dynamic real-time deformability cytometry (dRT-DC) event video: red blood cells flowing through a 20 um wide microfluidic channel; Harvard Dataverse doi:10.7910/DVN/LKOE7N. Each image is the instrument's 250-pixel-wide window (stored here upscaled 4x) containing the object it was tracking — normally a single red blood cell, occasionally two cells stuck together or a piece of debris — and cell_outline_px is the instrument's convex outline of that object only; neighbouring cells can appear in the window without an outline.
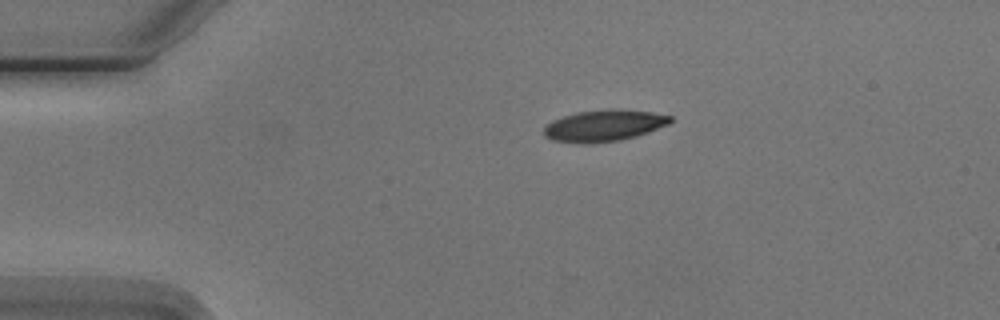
{"species": "Egyptian fruit bat (a non-hibernating species)", "species_latin": "Rousettus aegyptiacus", "temperature_condition": "cold", "stored_images_in_passage": 3, "camera_frame_rate_fps": 3000, "um_per_image_px": 0.085, "animal": {"sex": "male"}, "frame": {"image": 1, "passage_image": 1, "time_ms": 0.0, "image_size_px": [1000, 320], "cell_outline_px": [[672, 120], [668, 124], [648, 132], [636, 136], [620, 140], [552, 140], [544, 136], [544, 124], [552, 120], [576, 112], [652, 112], [672, 116]], "centroid_in_image_um": [51.34, 10.67], "position_along_channel_um": 33.7, "area_um2": 21.21}}
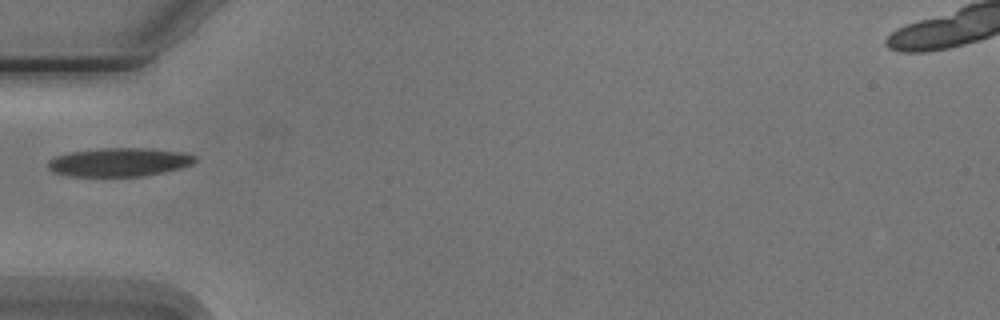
{"frame": {"image": 2, "passage_image": 3, "time_ms": 2.333, "image_size_px": [1000, 320], "cell_outline_px": [[196, 160], [192, 164], [180, 168], [144, 176], [68, 176], [52, 172], [48, 168], [48, 160], [56, 156], [68, 152], [100, 148], [148, 148], [180, 152], [196, 156]], "centroid_in_image_um": [10.09, 13.78], "position_along_channel_um": 74.9, "area_um2": 24.51}}